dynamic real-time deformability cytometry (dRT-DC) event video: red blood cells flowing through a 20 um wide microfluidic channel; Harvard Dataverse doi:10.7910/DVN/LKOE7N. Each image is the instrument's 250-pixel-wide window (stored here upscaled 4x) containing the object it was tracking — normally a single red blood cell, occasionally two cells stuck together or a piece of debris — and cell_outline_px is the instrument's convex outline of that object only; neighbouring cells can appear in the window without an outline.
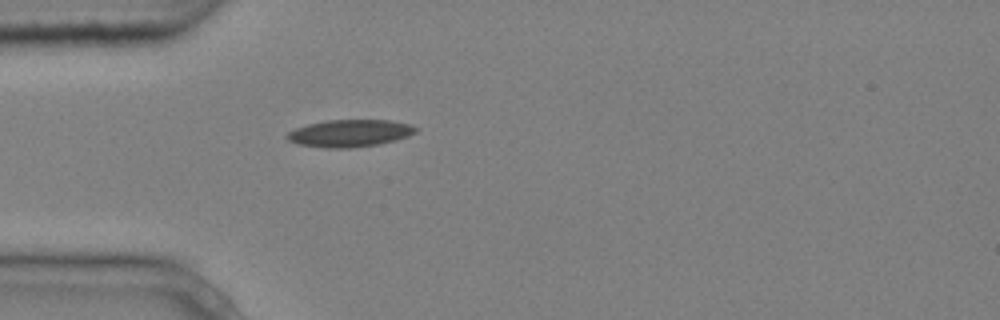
{"species": "common noctule bat (a hibernating species)", "species_latin": "Nyctalus noctula", "temperature_condition": "cold", "stored_images_in_passage": 1, "camera_frame_rate_fps": 3000, "um_per_image_px": 0.085, "animal": {"sex": "male", "body_mass_g": 20.4}, "frame": {"image": 1, "passage_image": 1, "time_ms": 0.0, "image_size_px": [1000, 320], "cell_outline_px": [[420, 128], [416, 132], [408, 136], [396, 140], [380, 144], [352, 148], [324, 148], [296, 144], [288, 140], [284, 136], [288, 132], [296, 128], [308, 124], [328, 120], [388, 120], [408, 124]], "centroid_in_image_um": [29.72, 11.33], "position_along_channel_um": 55.3, "area_um2": 20.58}}